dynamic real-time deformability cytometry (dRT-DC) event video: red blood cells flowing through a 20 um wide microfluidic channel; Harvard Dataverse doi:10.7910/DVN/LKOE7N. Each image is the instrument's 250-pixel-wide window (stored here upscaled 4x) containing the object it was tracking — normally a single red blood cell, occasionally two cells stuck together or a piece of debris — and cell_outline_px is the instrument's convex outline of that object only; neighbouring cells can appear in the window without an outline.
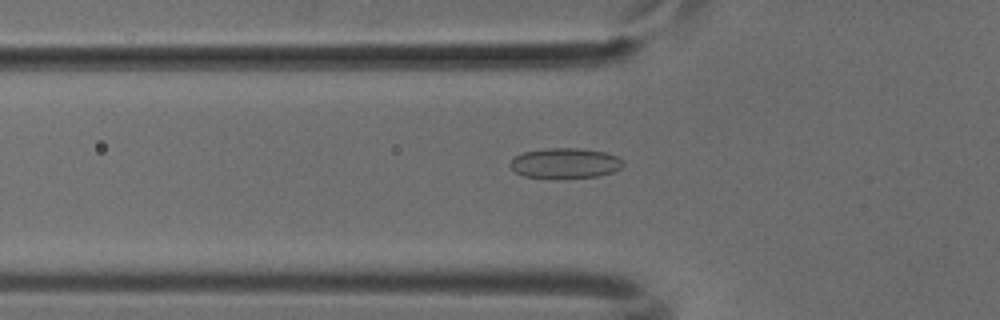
{"species": "common noctule bat (a hibernating species)", "species_latin": "Nyctalus noctula", "temperature_condition": "cold", "stored_images_in_passage": 37, "camera_frame_rate_fps": 3000, "um_per_image_px": 0.085, "animal": {"sex": "male", "body_mass_g": 18.8}, "frame": {"image": 1, "passage_image": 3, "time_ms": 0.667, "image_size_px": [1000, 320], "cell_outline_px": [[624, 164], [620, 168], [612, 172], [596, 176], [556, 180], [524, 176], [516, 172], [508, 164], [516, 156], [524, 152], [544, 148], [580, 148], [608, 152], [624, 160]], "centroid_in_image_um": [48.04, 13.89], "position_along_channel_um": 77.8, "area_um2": 20.4}}
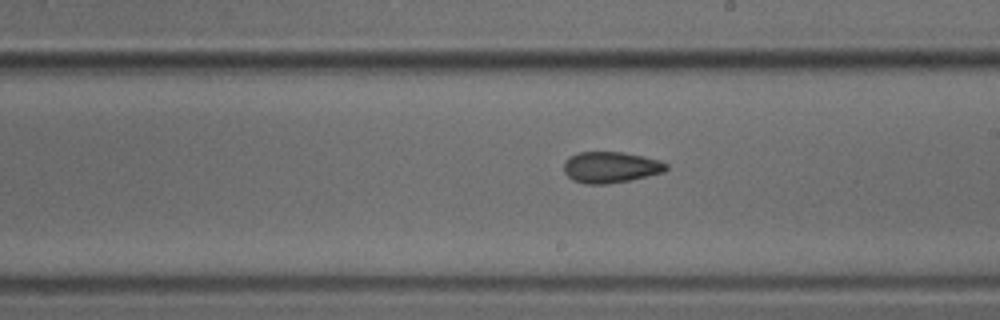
{"frame": {"image": 2, "passage_image": 15, "time_ms": 4.667, "image_size_px": [1000, 320], "cell_outline_px": [[668, 168], [664, 172], [628, 180], [608, 184], [584, 184], [572, 180], [564, 172], [564, 160], [568, 156], [580, 152], [624, 152], [644, 156], [660, 160], [668, 164]], "centroid_in_image_um": [51.89, 14.21], "position_along_channel_um": 237.1, "area_um2": 18.73}}
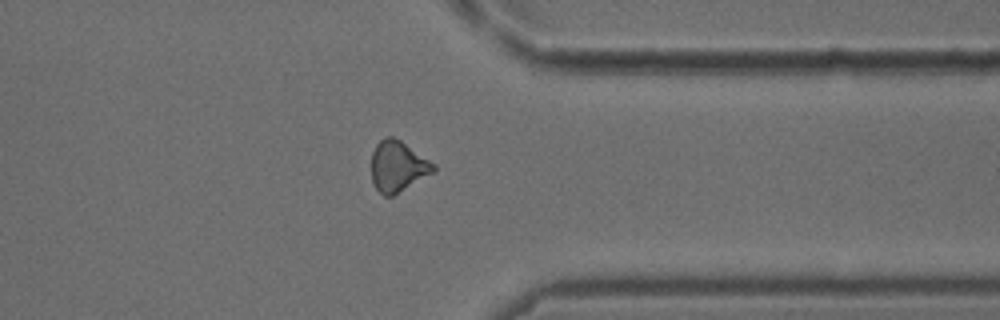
{"frame": {"image": 3, "passage_image": 26, "time_ms": 8.333, "image_size_px": [1000, 320], "cell_outline_px": [[436, 172], [392, 196], [384, 196], [376, 188], [372, 180], [372, 152], [376, 144], [384, 136], [392, 136], [400, 140], [436, 164]], "centroid_in_image_um": [33.84, 14.13], "position_along_channel_um": 377.6, "area_um2": 18.5}}